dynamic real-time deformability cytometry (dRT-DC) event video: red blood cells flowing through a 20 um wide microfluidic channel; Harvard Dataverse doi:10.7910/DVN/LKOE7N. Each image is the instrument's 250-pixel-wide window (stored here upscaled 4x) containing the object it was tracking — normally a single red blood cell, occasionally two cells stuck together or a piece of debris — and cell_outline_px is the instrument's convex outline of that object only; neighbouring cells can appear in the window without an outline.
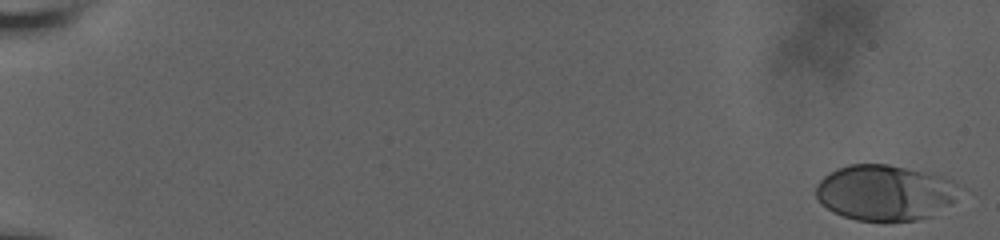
{"species": "human", "species_latin": "Homo sapiens", "temperature_condition": "room temperature", "stored_images_in_passage": 22, "camera_frame_rate_fps": 3000, "um_per_image_px": 0.085, "donor": {"sex": "male"}, "frame": {"image": 1, "passage_image": 1, "time_ms": 0.0, "image_size_px": [1000, 240], "cell_outline_px": [[964, 188], [956, 200], [932, 216], [916, 220], [856, 220], [844, 216], [820, 204], [816, 196], [816, 184], [828, 172], [836, 168], [848, 164], [888, 164], [940, 176], [952, 180]], "centroid_in_image_um": [75.24, 16.36], "position_along_channel_um": 9.8, "area_um2": 46.64}}
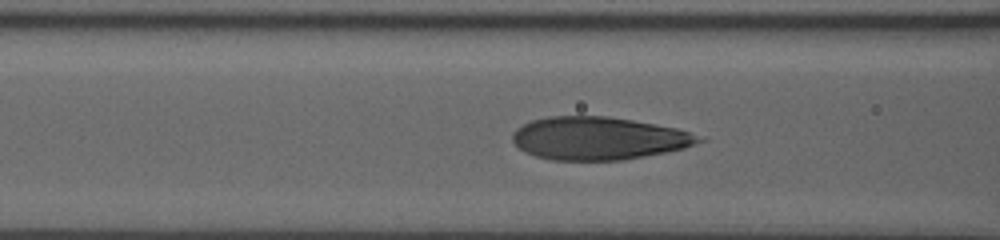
{"frame": {"image": 2, "passage_image": 19, "time_ms": 8.667, "image_size_px": [1000, 240], "cell_outline_px": [[708, 140], [684, 148], [624, 160], [552, 160], [536, 156], [524, 152], [512, 140], [512, 132], [516, 128], [532, 120], [548, 116], [608, 116], [632, 120], [676, 128], [688, 132]], "centroid_in_image_um": [50.85, 11.76], "position_along_channel_um": 115.7, "area_um2": 46.41}}
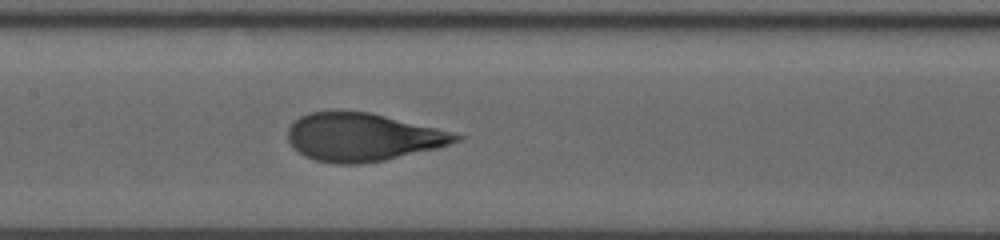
{"frame": {"image": 3, "passage_image": 22, "time_ms": 10.333, "image_size_px": [1000, 240], "cell_outline_px": [[464, 136], [460, 140], [436, 148], [384, 160], [360, 164], [336, 164], [316, 160], [304, 156], [292, 148], [288, 140], [288, 128], [292, 120], [308, 112], [336, 108], [340, 108], [372, 112], [436, 128]], "centroid_in_image_um": [30.72, 11.61], "position_along_channel_um": 176.7, "area_um2": 47.8}}